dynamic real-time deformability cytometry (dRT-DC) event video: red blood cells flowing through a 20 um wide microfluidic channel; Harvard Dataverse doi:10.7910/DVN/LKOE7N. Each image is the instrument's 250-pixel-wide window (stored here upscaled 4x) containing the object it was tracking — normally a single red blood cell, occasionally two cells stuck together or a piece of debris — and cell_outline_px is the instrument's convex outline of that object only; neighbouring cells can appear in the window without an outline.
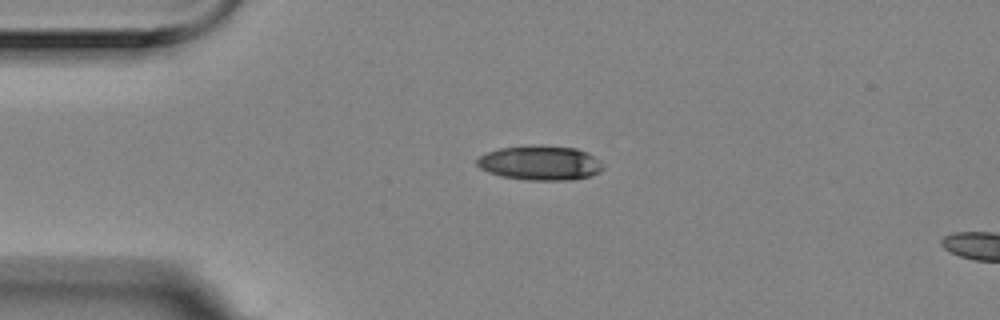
{"species": "Egyptian fruit bat (a non-hibernating species)", "species_latin": "Rousettus aegyptiacus", "temperature_condition": "room temperature", "stored_images_in_passage": 3, "segment_of_instrument_passage": [1, 2], "camera_frame_rate_fps": 3000, "um_per_image_px": 0.085, "animal": {"sex": "female"}, "frame": {"image": 1, "passage_image": 1, "time_ms": 0.0, "image_size_px": [1000, 320], "cell_outline_px": [[604, 168], [600, 172], [588, 176], [572, 180], [528, 180], [500, 176], [488, 172], [480, 168], [476, 164], [476, 160], [480, 156], [488, 152], [500, 148], [540, 144], [576, 148], [588, 152], [600, 160], [604, 164]], "centroid_in_image_um": [45.94, 13.84], "position_along_channel_um": 39.1, "area_um2": 25.66}}